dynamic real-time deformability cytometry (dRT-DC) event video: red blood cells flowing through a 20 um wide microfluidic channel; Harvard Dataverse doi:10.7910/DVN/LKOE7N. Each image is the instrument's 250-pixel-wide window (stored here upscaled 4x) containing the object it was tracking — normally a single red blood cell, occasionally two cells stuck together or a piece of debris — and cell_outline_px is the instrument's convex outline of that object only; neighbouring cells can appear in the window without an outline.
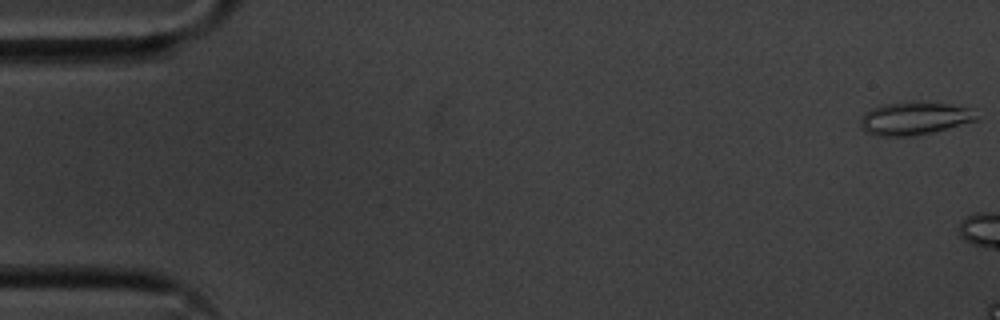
{"species": "common noctule bat (a hibernating species)", "species_latin": "Nyctalus noctula", "temperature_condition": "cold", "stored_images_in_passage": 6, "camera_frame_rate_fps": 3000, "um_per_image_px": 0.085, "animal": {"sex": "male", "body_mass_g": 20.1, "forearm_length_mm": 53.5}, "frame": {"image": 1, "passage_image": 1, "time_ms": 0.0, "image_size_px": [1000, 320], "cell_outline_px": [[980, 120], [932, 132], [912, 136], [876, 136], [868, 132], [860, 124], [860, 116], [864, 112], [872, 108], [884, 104], [904, 100], [916, 100], [948, 104], [968, 108]], "centroid_in_image_um": [77.69, 10.04], "position_along_channel_um": 7.3, "area_um2": 22.54}}